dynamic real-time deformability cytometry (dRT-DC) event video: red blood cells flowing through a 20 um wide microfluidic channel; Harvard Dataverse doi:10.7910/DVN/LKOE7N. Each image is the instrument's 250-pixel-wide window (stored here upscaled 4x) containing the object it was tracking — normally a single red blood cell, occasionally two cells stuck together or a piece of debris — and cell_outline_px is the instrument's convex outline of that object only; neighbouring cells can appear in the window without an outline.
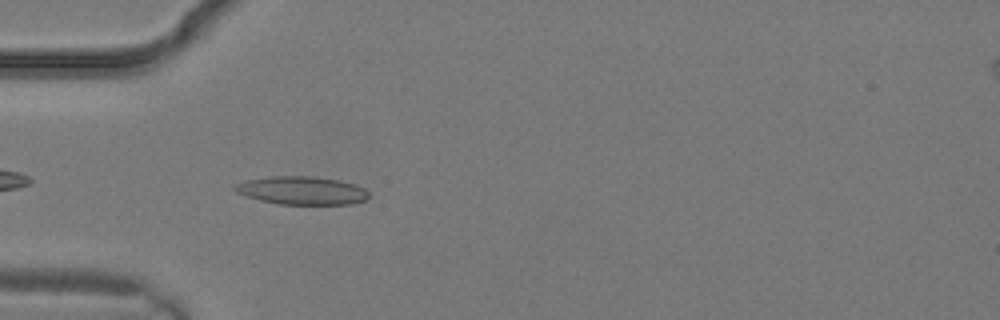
{"species": "common noctule bat (a hibernating species)", "species_latin": "Nyctalus noctula", "temperature_condition": "warm", "stored_images_in_passage": 4, "camera_frame_rate_fps": 3000, "um_per_image_px": 0.085, "animal": {"sex": "male", "body_mass_g": 19.2, "forearm_length_mm": 51.8}, "frame": {"image": 1, "passage_image": 3, "time_ms": 0.667, "image_size_px": [1000, 320], "cell_outline_px": [[368, 200], [352, 204], [280, 204], [260, 200], [236, 192], [232, 188], [236, 184], [248, 180], [268, 176], [316, 176], [340, 180], [364, 188], [368, 192]], "centroid_in_image_um": [25.68, 16.19], "position_along_channel_um": 59.3, "area_um2": 21.96}}